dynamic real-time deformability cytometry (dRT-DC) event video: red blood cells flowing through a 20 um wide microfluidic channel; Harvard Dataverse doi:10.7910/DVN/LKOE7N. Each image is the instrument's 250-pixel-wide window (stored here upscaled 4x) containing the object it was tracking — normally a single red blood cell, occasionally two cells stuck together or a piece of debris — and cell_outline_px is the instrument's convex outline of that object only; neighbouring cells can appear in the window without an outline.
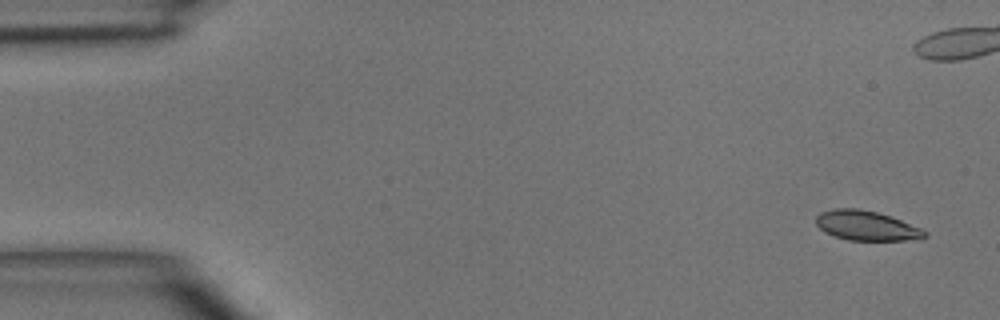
{"species": "common noctule bat (a hibernating species)", "species_latin": "Nyctalus noctula", "temperature_condition": "room temperature", "stored_images_in_passage": 4, "camera_frame_rate_fps": 3000, "um_per_image_px": 0.085, "animal": {"sex": "male", "body_mass_g": 15.6}, "frame": {"image": 1, "passage_image": 4, "time_ms": 3.333, "image_size_px": [1000, 320], "cell_outline_px": [[928, 236], [904, 240], [848, 240], [824, 232], [816, 224], [816, 216], [820, 212], [832, 208], [856, 208], [876, 212], [900, 220], [920, 228], [928, 232]], "centroid_in_image_um": [73.59, 19.17], "position_along_channel_um": 11.4, "area_um2": 18.55}}